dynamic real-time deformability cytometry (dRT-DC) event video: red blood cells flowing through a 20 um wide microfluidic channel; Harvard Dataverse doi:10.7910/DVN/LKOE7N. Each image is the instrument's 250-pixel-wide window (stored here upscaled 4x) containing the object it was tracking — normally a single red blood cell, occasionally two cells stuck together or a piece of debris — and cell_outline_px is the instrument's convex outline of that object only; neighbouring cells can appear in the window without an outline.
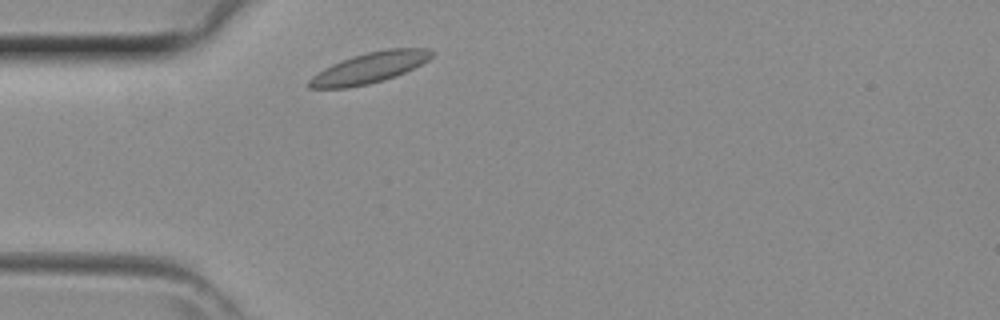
{"species": "common noctule bat (a hibernating species)", "species_latin": "Nyctalus noctula", "temperature_condition": "room temperature", "stored_images_in_passage": 33, "camera_frame_rate_fps": 3000, "um_per_image_px": 0.085, "animal": {"sex": "female", "body_mass_g": 29.2, "forearm_length_mm": 56.3}, "frame": {"image": 1, "passage_image": 2, "time_ms": 0.333, "image_size_px": [1000, 320], "cell_outline_px": [[436, 52], [428, 60], [396, 76], [384, 80], [368, 84], [348, 88], [308, 88], [308, 80], [312, 76], [324, 68], [332, 64], [352, 56], [368, 52], [388, 48], [428, 48]], "centroid_in_image_um": [31.41, 5.76], "position_along_channel_um": 53.6, "area_um2": 21.85}}
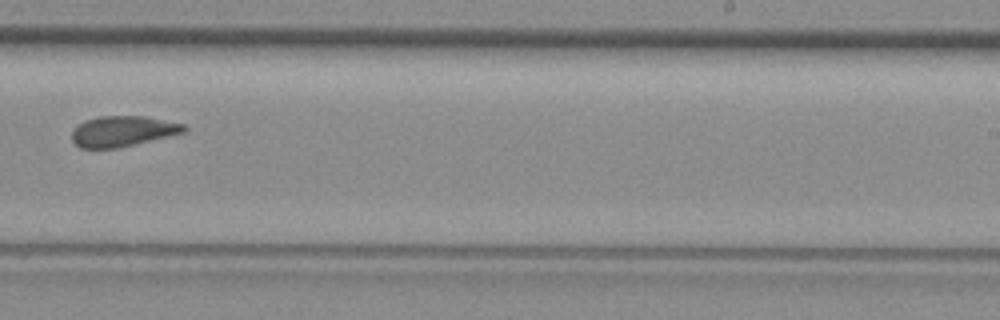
{"frame": {"image": 2, "passage_image": 17, "time_ms": 5.333, "image_size_px": [1000, 320], "cell_outline_px": [[188, 128], [184, 132], [116, 148], [80, 148], [72, 140], [72, 132], [84, 120], [100, 116], [144, 116], [184, 124]], "centroid_in_image_um": [10.41, 11.14], "position_along_channel_um": 278.6, "area_um2": 19.59}}
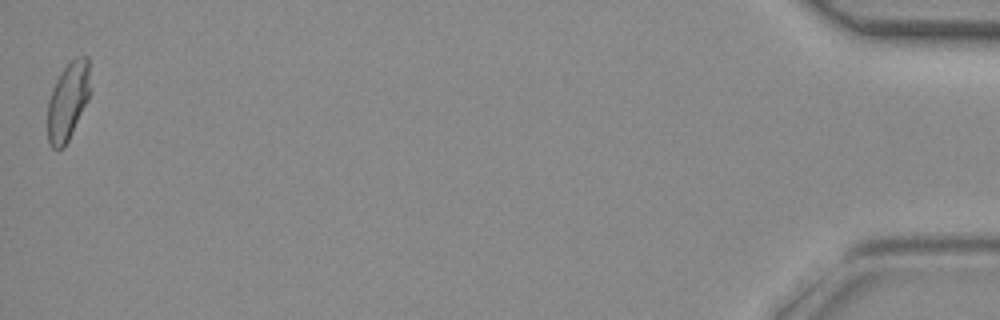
{"frame": {"image": 3, "passage_image": 33, "time_ms": 10.667, "image_size_px": [1000, 320], "cell_outline_px": [[88, 100], [64, 148], [56, 152], [48, 144], [48, 100], [52, 88], [60, 72], [76, 56], [88, 56]], "centroid_in_image_um": [5.73, 8.65], "position_along_channel_um": 429.5, "area_um2": 19.13}}